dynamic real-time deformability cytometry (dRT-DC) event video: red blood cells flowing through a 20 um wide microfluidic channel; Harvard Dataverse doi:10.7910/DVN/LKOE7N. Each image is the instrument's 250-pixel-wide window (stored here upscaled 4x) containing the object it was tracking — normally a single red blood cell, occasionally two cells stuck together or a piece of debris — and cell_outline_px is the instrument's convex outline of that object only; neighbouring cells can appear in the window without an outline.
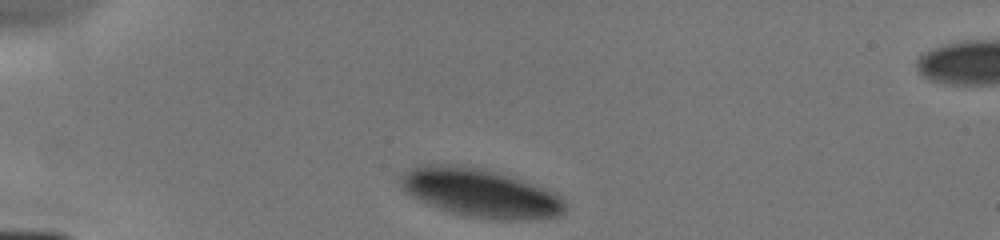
{"species": "human", "species_latin": "Homo sapiens", "temperature_condition": "cold", "stored_images_in_passage": 5, "camera_frame_rate_fps": 3000, "um_per_image_px": 0.085, "donor": {"sex": "male"}, "frame": {"image": 1, "passage_image": 1, "time_ms": 0.0, "image_size_px": [1000, 240], "cell_outline_px": [[564, 212], [556, 216], [532, 220], [496, 220], [468, 216], [436, 208], [412, 196], [400, 184], [400, 176], [412, 168], [424, 164], [464, 164], [480, 168], [508, 176], [556, 192], [564, 200]], "centroid_in_image_um": [40.83, 16.4], "position_along_channel_um": 44.2, "area_um2": 46.18}}